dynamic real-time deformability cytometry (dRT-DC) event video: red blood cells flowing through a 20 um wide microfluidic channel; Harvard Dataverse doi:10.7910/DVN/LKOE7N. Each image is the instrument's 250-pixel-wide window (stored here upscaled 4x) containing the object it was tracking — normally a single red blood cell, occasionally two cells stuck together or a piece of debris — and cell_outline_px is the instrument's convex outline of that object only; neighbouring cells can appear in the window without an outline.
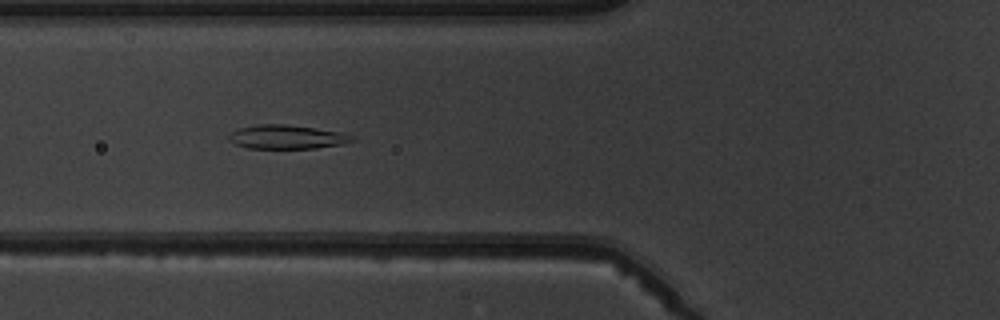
{"species": "common noctule bat (a hibernating species)", "species_latin": "Nyctalus noctula", "temperature_condition": "warm", "stored_images_in_passage": 6, "camera_frame_rate_fps": 3000, "um_per_image_px": 0.085, "animal": {"sex": "male", "body_mass_g": 19.5, "forearm_length_mm": 54.6}, "frame": {"image": 1, "passage_image": 5, "time_ms": 5.333, "image_size_px": [1000, 320], "cell_outline_px": [[356, 140], [344, 144], [316, 148], [248, 148], [236, 144], [228, 140], [228, 136], [232, 132], [240, 128], [256, 124], [284, 124], [340, 132], [352, 136]], "centroid_in_image_um": [24.37, 11.64], "position_along_channel_um": 101.4, "area_um2": 16.99}}
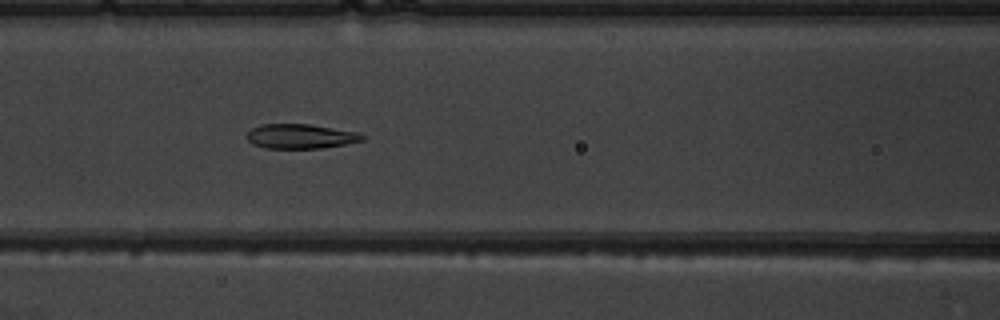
{"frame": {"image": 2, "passage_image": 6, "time_ms": 6.333, "image_size_px": [1000, 320], "cell_outline_px": [[364, 140], [344, 144], [320, 148], [264, 148], [252, 144], [248, 140], [248, 132], [252, 128], [260, 124], [308, 124], [360, 132], [364, 136]], "centroid_in_image_um": [25.54, 11.58], "position_along_channel_um": 141.1, "area_um2": 16.47}}